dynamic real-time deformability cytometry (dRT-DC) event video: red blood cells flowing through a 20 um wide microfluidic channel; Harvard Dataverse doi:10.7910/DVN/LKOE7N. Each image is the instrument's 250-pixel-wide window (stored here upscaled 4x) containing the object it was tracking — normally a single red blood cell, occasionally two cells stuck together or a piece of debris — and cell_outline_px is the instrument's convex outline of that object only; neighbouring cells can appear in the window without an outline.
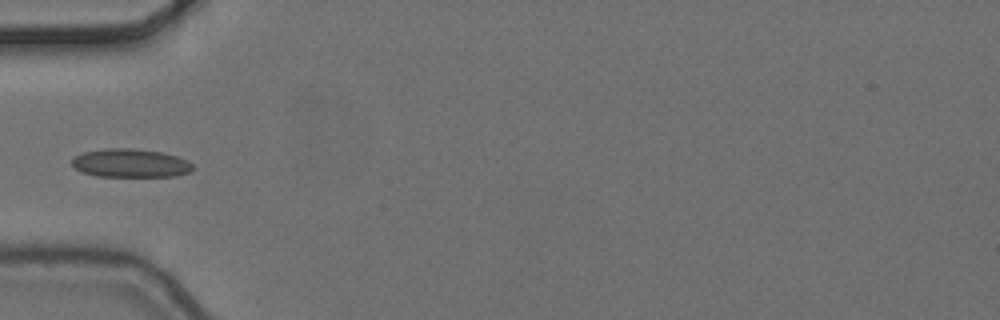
{"species": "common noctule bat (a hibernating species)", "species_latin": "Nyctalus noctula", "temperature_condition": "cold", "stored_images_in_passage": 7, "camera_frame_rate_fps": 3000, "um_per_image_px": 0.085, "animal": {"sex": "female", "body_mass_g": 24.6, "forearm_length_mm": 56.2}, "frame": {"image": 1, "passage_image": 4, "time_ms": 1.0, "image_size_px": [1000, 320], "cell_outline_px": [[196, 168], [192, 172], [176, 176], [96, 176], [84, 172], [76, 168], [72, 164], [72, 156], [84, 152], [104, 148], [132, 148], [160, 152], [176, 156], [188, 160]], "centroid_in_image_um": [11.12, 13.86], "position_along_channel_um": 73.9, "area_um2": 20.17}}
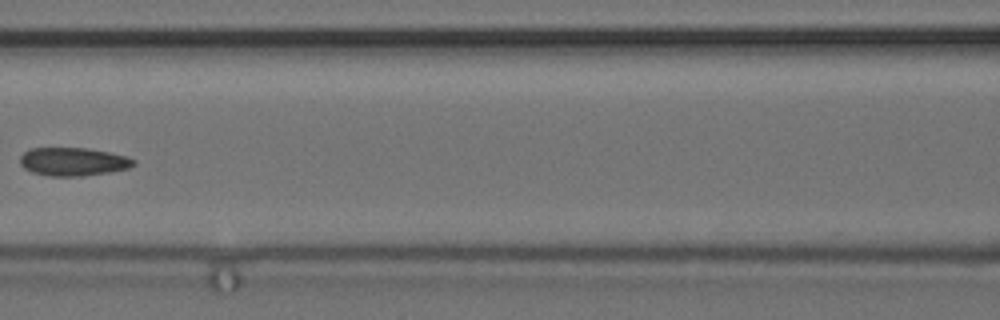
{"frame": {"image": 2, "passage_image": 6, "time_ms": 1.667, "image_size_px": [1000, 320], "cell_outline_px": [[136, 164], [128, 168], [108, 172], [80, 176], [48, 176], [32, 172], [24, 168], [20, 164], [20, 156], [24, 152], [32, 148], [88, 148], [108, 152], [124, 156], [136, 160]], "centroid_in_image_um": [6.19, 13.74], "position_along_channel_um": 160.4, "area_um2": 18.61}}
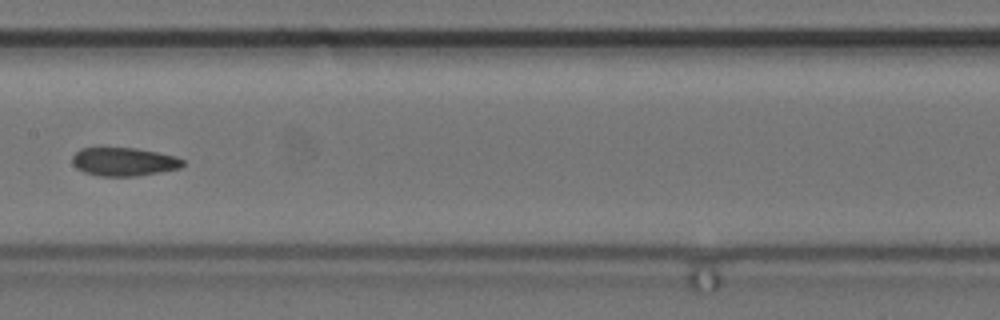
{"frame": {"image": 3, "passage_image": 7, "time_ms": 2.0, "image_size_px": [1000, 320], "cell_outline_px": [[184, 164], [180, 168], [160, 172], [136, 176], [100, 176], [84, 172], [76, 168], [72, 164], [72, 156], [80, 148], [100, 144], [136, 148], [176, 156], [184, 160]], "centroid_in_image_um": [10.45, 13.69], "position_along_channel_um": 196.9, "area_um2": 19.13}}